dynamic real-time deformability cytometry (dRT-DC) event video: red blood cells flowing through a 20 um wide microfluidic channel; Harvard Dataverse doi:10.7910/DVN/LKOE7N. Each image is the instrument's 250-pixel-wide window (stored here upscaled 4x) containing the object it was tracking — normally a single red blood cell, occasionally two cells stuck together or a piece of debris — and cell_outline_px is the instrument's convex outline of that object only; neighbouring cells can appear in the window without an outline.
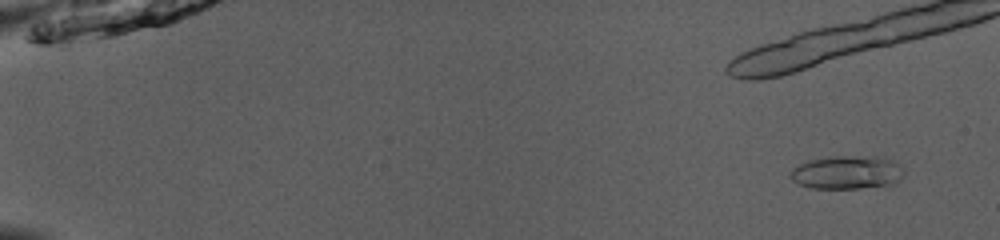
{"species": "common noctule bat (a hibernating species)", "species_latin": "Nyctalus noctula", "temperature_condition": "room temperature", "stored_images_in_passage": 19, "camera_frame_rate_fps": 3000, "um_per_image_px": 0.085, "animal": {"sex": "male", "body_mass_g": 13.0, "forearm_length_mm": 53.1}, "frame": {"image": 1, "passage_image": 1, "time_ms": 0.0, "image_size_px": [1000, 240], "cell_outline_px": [[904, 172], [892, 184], [860, 188], [812, 188], [800, 184], [792, 180], [788, 176], [792, 168], [808, 160], [836, 156], [884, 156], [892, 160], [904, 168]], "centroid_in_image_um": [71.98, 14.64], "position_along_channel_um": 13.0, "area_um2": 22.08}}